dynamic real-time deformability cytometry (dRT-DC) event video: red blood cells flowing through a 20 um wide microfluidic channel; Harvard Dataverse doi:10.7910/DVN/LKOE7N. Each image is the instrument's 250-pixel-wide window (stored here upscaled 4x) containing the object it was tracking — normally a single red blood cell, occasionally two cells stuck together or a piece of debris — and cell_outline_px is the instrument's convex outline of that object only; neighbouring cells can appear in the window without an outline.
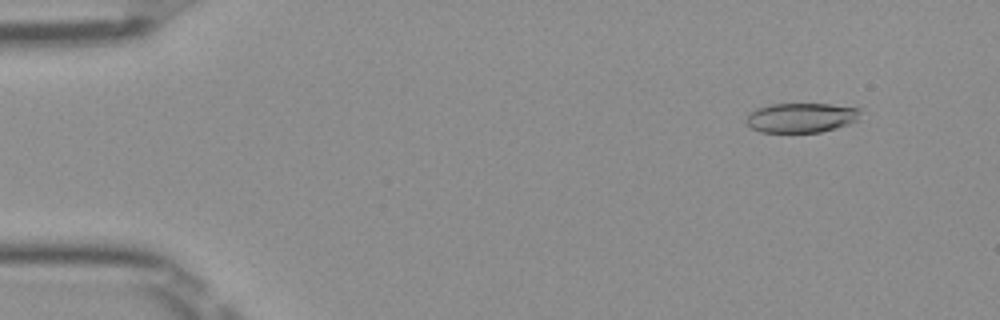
{"species": "Egyptian fruit bat (a non-hibernating species)", "species_latin": "Rousettus aegyptiacus", "temperature_condition": "room temperature", "stored_images_in_passage": 51, "camera_frame_rate_fps": 3000, "um_per_image_px": 0.085, "frame": {"image": 1, "passage_image": 5, "time_ms": 1.333, "image_size_px": [1000, 320], "cell_outline_px": [[860, 120], [836, 128], [820, 132], [760, 132], [752, 128], [744, 120], [756, 108], [768, 104], [828, 104], [860, 108]], "centroid_in_image_um": [68.12, 10.0], "position_along_channel_um": 16.9, "area_um2": 19.77}}
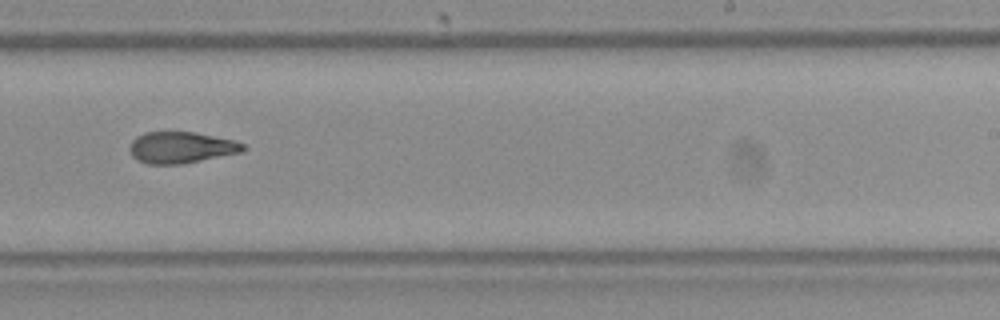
{"frame": {"image": 2, "passage_image": 32, "time_ms": 10.333, "image_size_px": [1000, 320], "cell_outline_px": [[248, 148], [240, 152], [180, 164], [148, 164], [136, 160], [132, 156], [128, 148], [132, 140], [136, 136], [144, 132], [192, 132], [232, 140], [244, 144]], "centroid_in_image_um": [15.33, 12.54], "position_along_channel_um": 273.7, "area_um2": 20.58}}
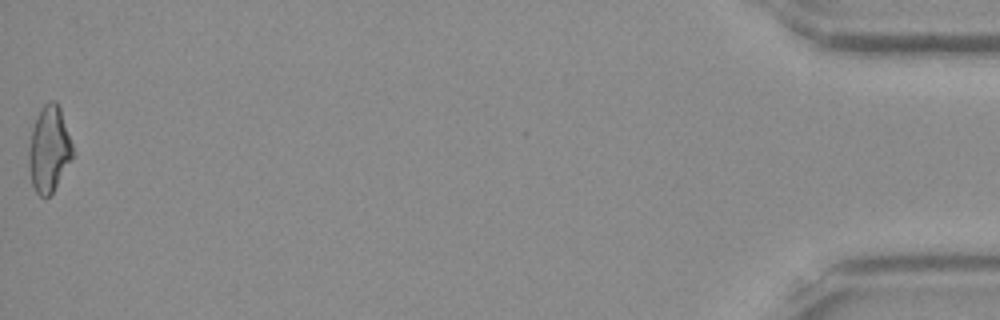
{"frame": {"image": 3, "passage_image": 51, "time_ms": 16.667, "image_size_px": [1000, 320], "cell_outline_px": [[72, 160], [52, 192], [48, 196], [40, 196], [36, 192], [32, 184], [28, 168], [28, 152], [32, 128], [40, 108], [48, 100], [56, 100], [60, 108], [72, 144]], "centroid_in_image_um": [4.15, 12.66], "position_along_channel_um": 431.1, "area_um2": 21.91}, "authors_computed_cell_mechanics": {"area_um2": 21.2126, "velocity_mm_per_s": 4.0128, "shape_relaxation_time_tau1_ms": 9.7751, "shape_relaxation_time_tau2_ms": 3.4872, "deformation_change_tau1": 0.2175, "deformation_change_tau2": 0.1144}}